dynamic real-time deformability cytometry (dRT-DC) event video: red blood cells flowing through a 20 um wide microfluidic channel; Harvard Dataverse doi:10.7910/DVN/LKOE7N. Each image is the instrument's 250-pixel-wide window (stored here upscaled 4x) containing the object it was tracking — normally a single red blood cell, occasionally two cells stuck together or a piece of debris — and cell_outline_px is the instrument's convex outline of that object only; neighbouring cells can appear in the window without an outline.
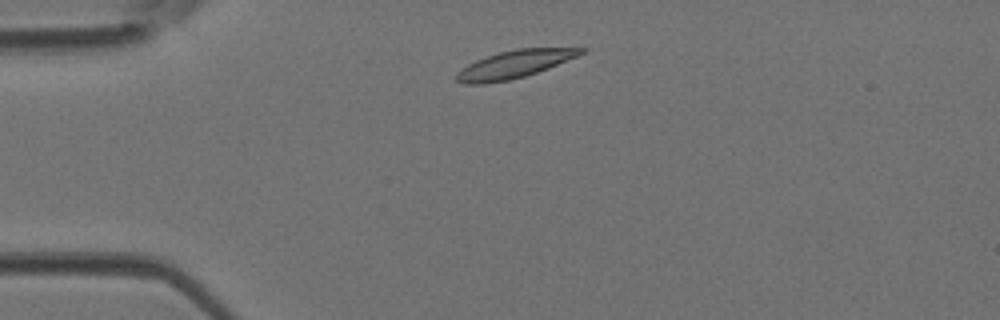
{"species": "Egyptian fruit bat (a non-hibernating species)", "species_latin": "Rousettus aegyptiacus", "temperature_condition": "room temperature", "stored_images_in_passage": 36, "camera_frame_rate_fps": 3000, "um_per_image_px": 0.085, "animal": {"sex": "female"}, "frame": {"image": 1, "passage_image": 4, "time_ms": 1.0, "image_size_px": [1000, 320], "cell_outline_px": [[588, 48], [584, 52], [576, 56], [548, 68], [524, 76], [508, 80], [484, 84], [464, 84], [456, 80], [456, 72], [468, 64], [476, 60], [500, 52], [516, 48]], "centroid_in_image_um": [43.68, 5.47], "position_along_channel_um": 41.3, "area_um2": 19.77}}
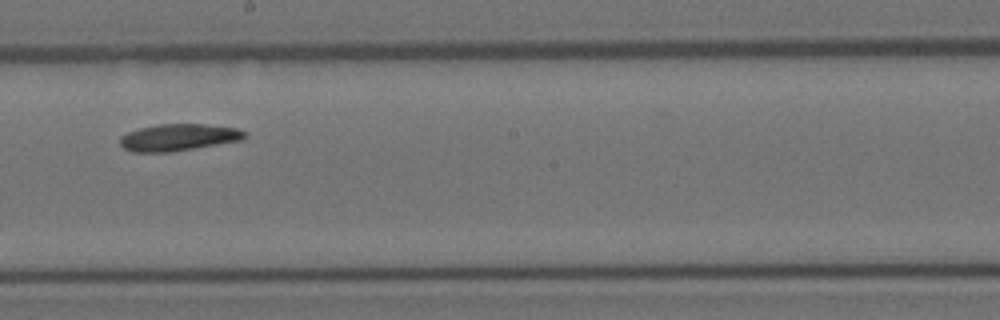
{"frame": {"image": 2, "passage_image": 18, "time_ms": 5.667, "image_size_px": [1000, 320], "cell_outline_px": [[244, 136], [240, 140], [168, 152], [132, 152], [124, 148], [120, 144], [120, 136], [128, 132], [140, 128], [156, 124], [204, 124], [236, 128], [244, 132]], "centroid_in_image_um": [15.09, 11.67], "position_along_channel_um": 233.1, "area_um2": 19.13}}
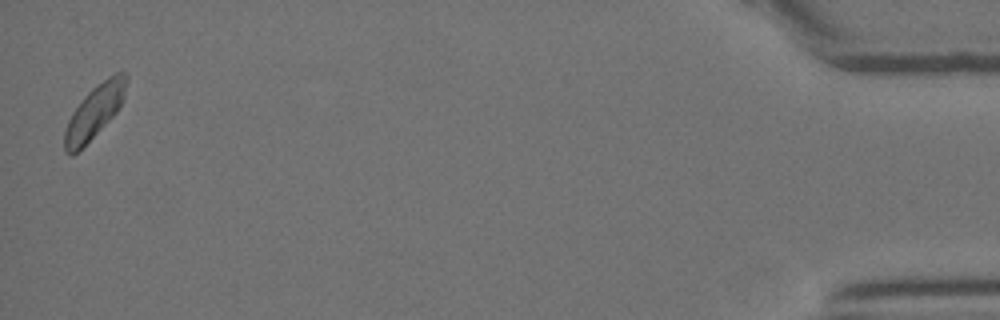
{"frame": {"image": 3, "passage_image": 36, "time_ms": 11.667, "image_size_px": [1000, 320], "cell_outline_px": [[128, 80], [124, 96], [116, 112], [72, 156], [68, 156], [64, 152], [64, 132], [68, 120], [72, 112], [84, 96], [92, 88], [108, 76], [116, 72], [124, 72], [128, 76]], "centroid_in_image_um": [8.01, 9.46], "position_along_channel_um": 427.2, "area_um2": 18.73}}